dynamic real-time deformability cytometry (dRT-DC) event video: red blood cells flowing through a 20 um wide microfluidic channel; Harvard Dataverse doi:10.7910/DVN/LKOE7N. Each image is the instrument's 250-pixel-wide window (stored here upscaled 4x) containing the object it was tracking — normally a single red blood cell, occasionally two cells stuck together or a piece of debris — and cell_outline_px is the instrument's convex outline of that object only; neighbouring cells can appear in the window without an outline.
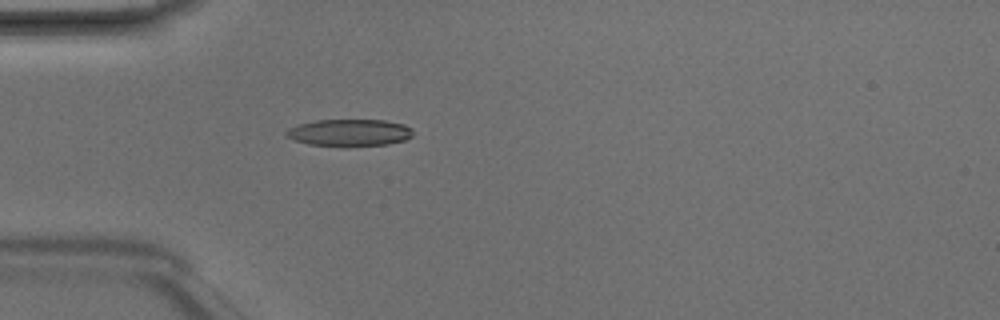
{"species": "Egyptian fruit bat (a non-hibernating species)", "species_latin": "Rousettus aegyptiacus", "temperature_condition": "room temperature", "stored_images_in_passage": 5, "camera_frame_rate_fps": 3000, "um_per_image_px": 0.085, "animal": {"sex": "male"}, "frame": {"image": 1, "passage_image": 5, "time_ms": 1.333, "image_size_px": [1000, 320], "cell_outline_px": [[412, 136], [404, 140], [388, 144], [344, 148], [308, 144], [284, 136], [284, 132], [288, 128], [300, 124], [316, 120], [384, 120], [404, 124], [412, 128]], "centroid_in_image_um": [29.69, 11.3], "position_along_channel_um": 55.3, "area_um2": 20.4}}